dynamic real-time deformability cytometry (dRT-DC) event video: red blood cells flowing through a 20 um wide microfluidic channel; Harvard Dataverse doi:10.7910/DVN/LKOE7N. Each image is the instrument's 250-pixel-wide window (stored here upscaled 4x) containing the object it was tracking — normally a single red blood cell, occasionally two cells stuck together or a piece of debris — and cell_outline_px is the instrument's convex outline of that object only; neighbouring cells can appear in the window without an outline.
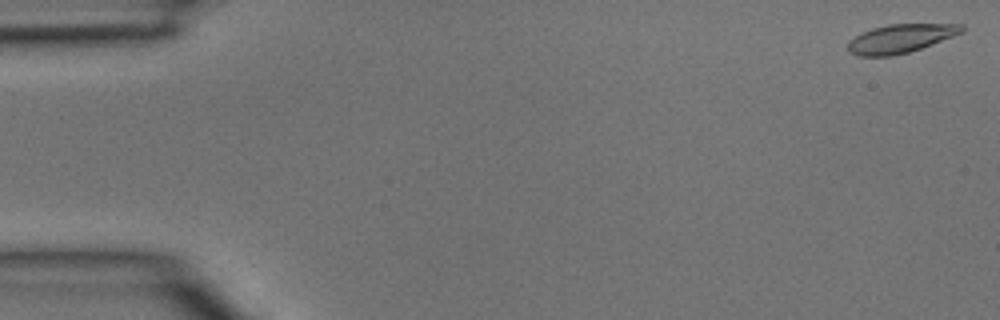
{"species": "common noctule bat (a hibernating species)", "species_latin": "Nyctalus noctula", "temperature_condition": "room temperature", "stored_images_in_passage": 4, "camera_frame_rate_fps": 3000, "um_per_image_px": 0.085, "animal": {"sex": "male", "body_mass_g": 15.6}, "frame": {"image": 1, "passage_image": 1, "time_ms": 0.0, "image_size_px": [1000, 320], "cell_outline_px": [[964, 32], [920, 48], [908, 52], [892, 56], [856, 56], [848, 52], [848, 40], [872, 28], [888, 24], [964, 24]], "centroid_in_image_um": [76.52, 3.28], "position_along_channel_um": 8.5, "area_um2": 18.9}}
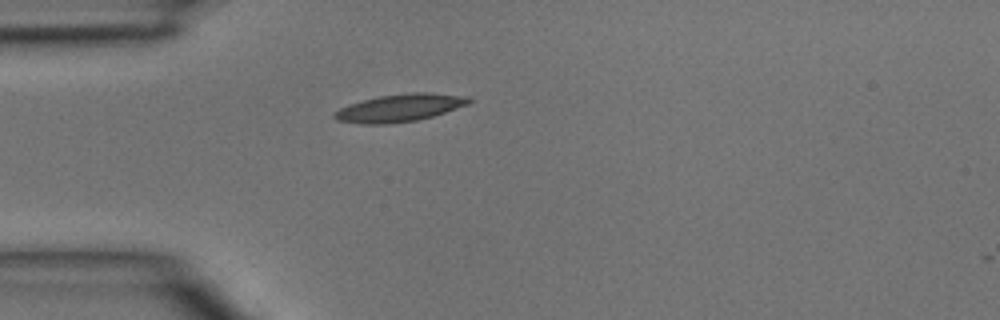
{"frame": {"image": 2, "passage_image": 4, "time_ms": 1.0, "image_size_px": [1000, 320], "cell_outline_px": [[472, 100], [468, 104], [432, 116], [416, 120], [388, 124], [360, 124], [336, 120], [332, 116], [332, 112], [340, 108], [364, 100], [380, 96], [412, 92], [428, 92], [468, 96]], "centroid_in_image_um": [33.96, 9.17], "position_along_channel_um": 51.0, "area_um2": 21.44}}